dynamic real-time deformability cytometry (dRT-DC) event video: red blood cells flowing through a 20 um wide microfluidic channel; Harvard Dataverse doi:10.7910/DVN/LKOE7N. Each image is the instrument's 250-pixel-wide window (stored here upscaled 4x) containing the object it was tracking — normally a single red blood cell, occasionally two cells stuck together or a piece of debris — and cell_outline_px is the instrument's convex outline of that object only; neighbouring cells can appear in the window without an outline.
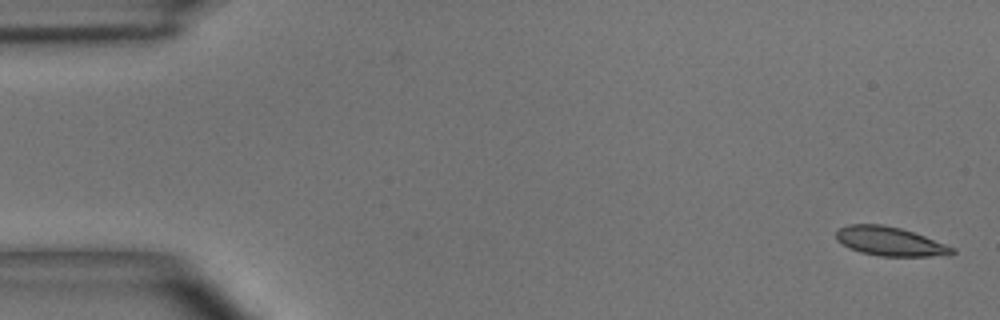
{"species": "common noctule bat (a hibernating species)", "species_latin": "Nyctalus noctula", "temperature_condition": "room temperature", "stored_images_in_passage": 4, "camera_frame_rate_fps": 3000, "um_per_image_px": 0.085, "animal": {"sex": "male", "body_mass_g": 15.6}, "frame": {"image": 1, "passage_image": 1, "time_ms": 0.0, "image_size_px": [1000, 320], "cell_outline_px": [[956, 252], [948, 256], [880, 256], [860, 252], [848, 248], [836, 240], [836, 228], [848, 224], [884, 224], [900, 228], [924, 236], [956, 248]], "centroid_in_image_um": [75.63, 20.52], "position_along_channel_um": 9.4, "area_um2": 19.83}}